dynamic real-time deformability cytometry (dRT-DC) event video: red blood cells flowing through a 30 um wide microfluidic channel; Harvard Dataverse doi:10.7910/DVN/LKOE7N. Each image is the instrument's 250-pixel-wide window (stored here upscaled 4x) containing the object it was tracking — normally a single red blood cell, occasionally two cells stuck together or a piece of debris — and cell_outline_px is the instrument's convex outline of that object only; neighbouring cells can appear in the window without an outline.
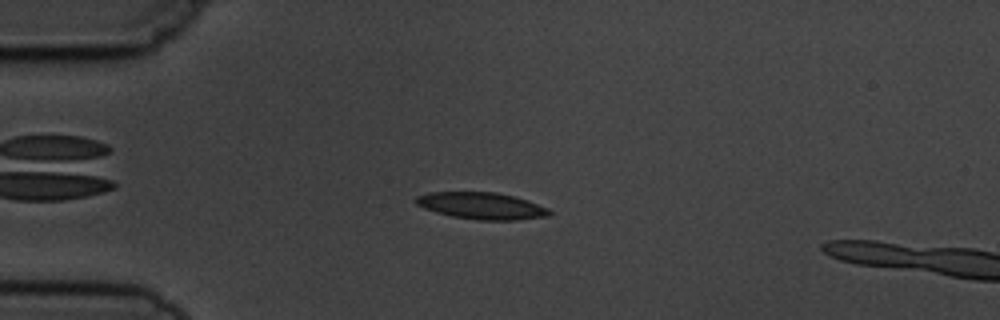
{"species": "common noctule bat (a hibernating species)", "species_latin": "Nyctalus noctula", "temperature_condition": "cold", "stored_images_in_passage": 3, "camera_frame_rate_fps": 3000, "um_per_image_px": 0.085, "animal": {"sex": "male", "body_mass_g": 19.5, "forearm_length_mm": 54.6}, "frame": {"image": 1, "passage_image": 3, "time_ms": 2.333, "image_size_px": [1000, 320], "cell_outline_px": [[552, 216], [516, 220], [476, 220], [452, 216], [436, 212], [424, 208], [416, 204], [416, 196], [428, 192], [496, 192], [528, 200], [548, 208], [552, 212]], "centroid_in_image_um": [40.97, 17.5], "position_along_channel_um": 44.0, "area_um2": 20.92}}